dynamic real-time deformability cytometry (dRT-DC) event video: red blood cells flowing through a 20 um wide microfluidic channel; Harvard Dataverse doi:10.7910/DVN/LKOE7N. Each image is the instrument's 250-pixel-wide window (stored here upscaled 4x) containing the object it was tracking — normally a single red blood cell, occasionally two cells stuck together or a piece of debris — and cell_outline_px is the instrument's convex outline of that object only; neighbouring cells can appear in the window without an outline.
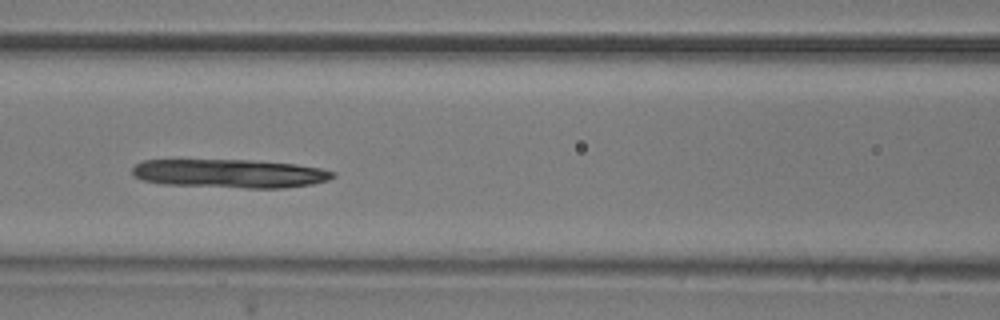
{"species": "common noctule bat (a hibernating species)", "species_latin": "Nyctalus noctula", "temperature_condition": "room temperature", "stored_images_in_passage": 38, "camera_frame_rate_fps": 3000, "um_per_image_px": 0.085, "animal": {"sex": "male", "body_mass_g": 20.5, "forearm_length_mm": 52.5}, "frame": {"image": 1, "passage_image": 10, "time_ms": 3.0, "image_size_px": [1000, 320], "cell_outline_px": [[336, 176], [328, 180], [312, 184], [284, 188], [244, 188], [164, 184], [144, 180], [136, 176], [132, 172], [132, 168], [136, 164], [144, 160], [256, 160], [296, 164], [320, 168], [336, 172]], "centroid_in_image_um": [19.59, 14.75], "position_along_channel_um": 147.0, "area_um2": 33.52}}
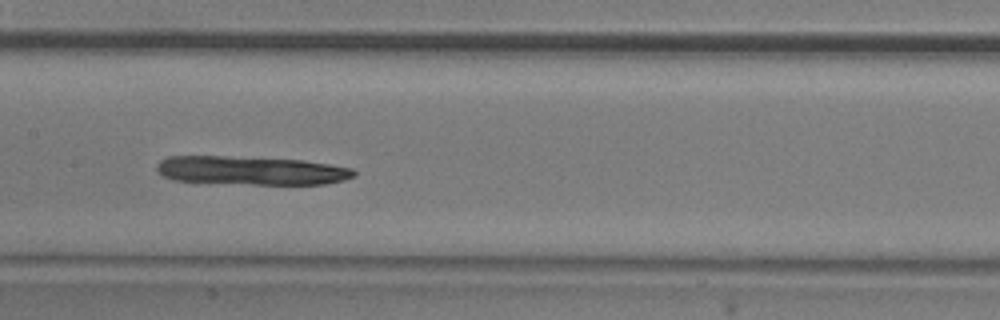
{"frame": {"image": 2, "passage_image": 13, "time_ms": 4.0, "image_size_px": [1000, 320], "cell_outline_px": [[356, 176], [344, 180], [324, 184], [252, 184], [172, 180], [156, 172], [156, 164], [160, 160], [168, 156], [224, 156], [304, 160], [352, 168], [356, 172]], "centroid_in_image_um": [21.33, 14.49], "position_along_channel_um": 186.1, "area_um2": 32.95}}
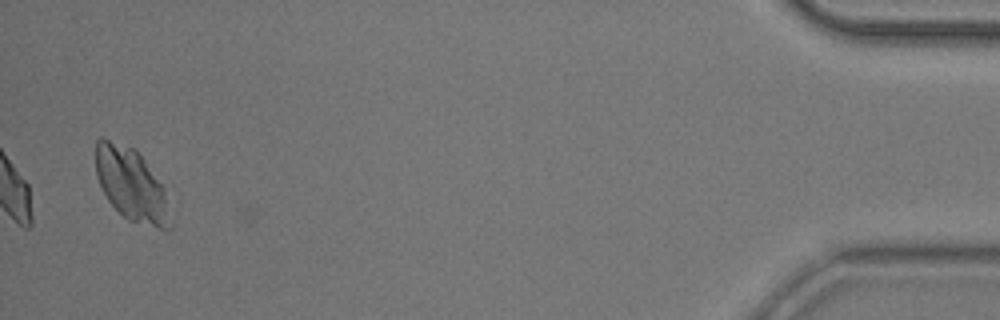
{"frame": {"image": 3, "passage_image": 38, "time_ms": 12.333, "image_size_px": [1000, 320], "cell_outline_px": [[176, 212], [172, 228], [160, 228], [128, 220], [108, 200], [96, 176], [96, 140], [100, 136], [104, 136], [136, 148], [164, 188], [176, 208]], "centroid_in_image_um": [11.26, 15.7], "position_along_channel_um": 423.9, "area_um2": 32.66}}